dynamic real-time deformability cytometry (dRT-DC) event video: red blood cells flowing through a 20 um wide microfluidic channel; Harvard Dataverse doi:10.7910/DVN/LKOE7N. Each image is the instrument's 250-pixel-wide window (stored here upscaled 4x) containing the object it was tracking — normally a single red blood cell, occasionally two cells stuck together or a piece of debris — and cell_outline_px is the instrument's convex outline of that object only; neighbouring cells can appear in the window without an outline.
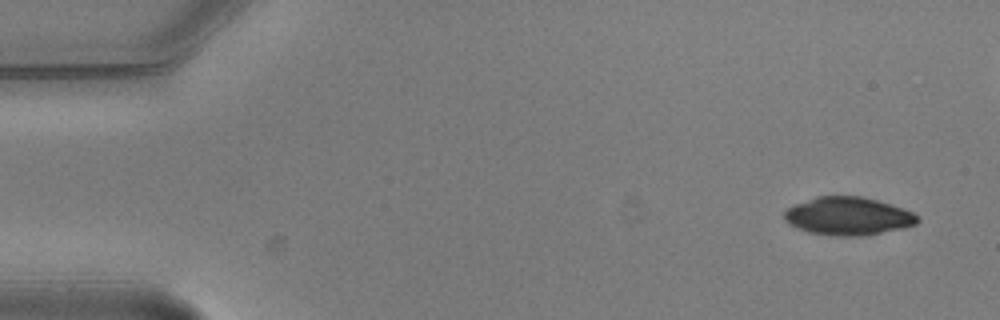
{"species": "common noctule bat (a hibernating species)", "species_latin": "Nyctalus noctula", "temperature_condition": "warm", "stored_images_in_passage": 5, "camera_frame_rate_fps": 3000, "um_per_image_px": 0.085, "animal": {"sex": "male", "body_mass_g": 20.5, "forearm_length_mm": 52.5}, "frame": {"image": 1, "passage_image": 1, "time_ms": 0.0, "image_size_px": [1000, 320], "cell_outline_px": [[920, 220], [916, 224], [904, 228], [864, 236], [836, 236], [808, 232], [796, 228], [788, 224], [784, 220], [784, 212], [788, 208], [796, 204], [816, 196], [860, 196], [876, 200], [912, 212]], "centroid_in_image_um": [72.05, 18.38], "position_along_channel_um": 12.9, "area_um2": 29.42}}